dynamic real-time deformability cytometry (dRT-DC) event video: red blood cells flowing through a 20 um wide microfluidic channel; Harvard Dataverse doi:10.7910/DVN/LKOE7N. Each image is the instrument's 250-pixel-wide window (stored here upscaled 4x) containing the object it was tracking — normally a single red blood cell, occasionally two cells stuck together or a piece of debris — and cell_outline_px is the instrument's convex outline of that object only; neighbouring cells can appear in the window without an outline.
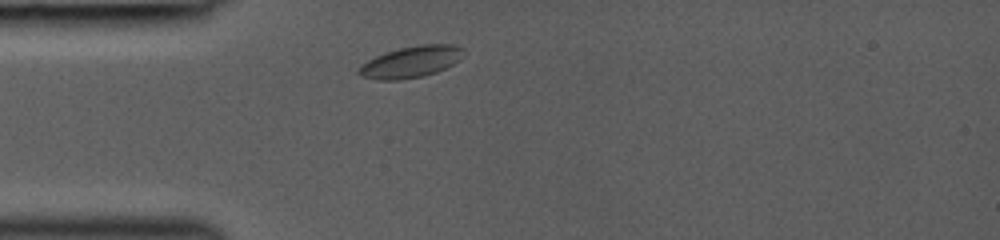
{"species": "common noctule bat (a hibernating species)", "species_latin": "Nyctalus noctula", "temperature_condition": "room temperature", "stored_images_in_passage": 29, "camera_frame_rate_fps": 3000, "um_per_image_px": 0.085, "animal": {"sex": "female", "body_mass_g": 19.0, "forearm_length_mm": 53.3}, "frame": {"image": 1, "passage_image": 1, "time_ms": 0.0, "image_size_px": [1000, 240], "cell_outline_px": [[464, 48], [460, 60], [436, 72], [424, 76], [396, 80], [376, 80], [360, 76], [356, 72], [368, 60], [384, 52], [400, 48], [420, 44], [452, 44]], "centroid_in_image_um": [34.93, 5.26], "position_along_channel_um": 50.1, "area_um2": 19.13}}
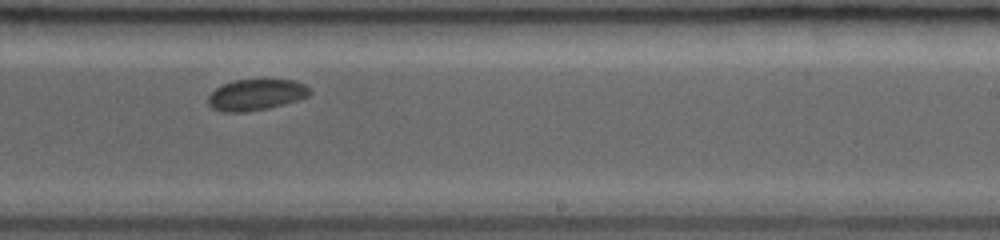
{"frame": {"image": 2, "passage_image": 17, "time_ms": 5.333, "image_size_px": [1000, 240], "cell_outline_px": [[312, 92], [308, 96], [284, 104], [268, 108], [244, 112], [224, 112], [212, 108], [208, 104], [208, 96], [216, 88], [224, 84], [236, 80], [292, 80], [304, 84]], "centroid_in_image_um": [21.75, 8.06], "position_along_channel_um": 267.3, "area_um2": 18.21}}
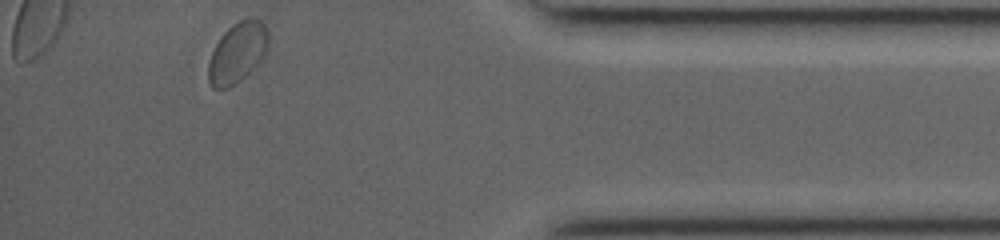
{"frame": {"image": 3, "passage_image": 29, "time_ms": 9.333, "image_size_px": [1000, 240], "cell_outline_px": [[268, 48], [264, 60], [260, 64], [236, 84], [228, 88], [212, 88], [208, 80], [208, 64], [212, 52], [216, 44], [224, 32], [232, 24], [248, 16], [252, 16], [260, 20], [268, 28]], "centroid_in_image_um": [20.23, 4.47], "position_along_channel_um": 415.0, "area_um2": 21.68}}